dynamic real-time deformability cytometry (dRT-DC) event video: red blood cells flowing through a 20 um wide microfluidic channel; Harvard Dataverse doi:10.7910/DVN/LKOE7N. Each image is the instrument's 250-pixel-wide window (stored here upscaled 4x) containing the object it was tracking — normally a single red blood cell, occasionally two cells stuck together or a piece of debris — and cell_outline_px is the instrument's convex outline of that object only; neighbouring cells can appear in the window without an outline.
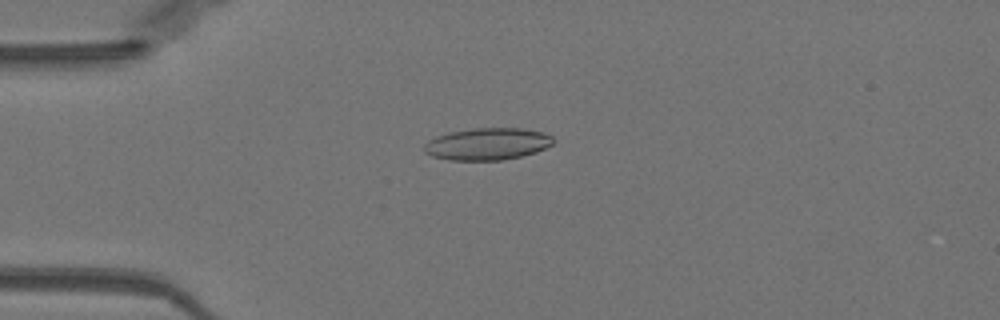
{"species": "Egyptian fruit bat (a non-hibernating species)", "species_latin": "Rousettus aegyptiacus", "temperature_condition": "warm", "stored_images_in_passage": 51, "camera_frame_rate_fps": 3000, "um_per_image_px": 0.085, "animal": {"sex": "female"}, "frame": {"image": 1, "passage_image": 13, "time_ms": 4.0, "image_size_px": [1000, 320], "cell_outline_px": [[556, 140], [552, 144], [536, 152], [504, 160], [448, 160], [432, 156], [424, 152], [424, 144], [428, 140], [436, 136], [448, 132], [472, 128], [520, 128], [544, 132], [552, 136]], "centroid_in_image_um": [41.42, 12.23], "position_along_channel_um": 43.6, "area_um2": 24.28}}
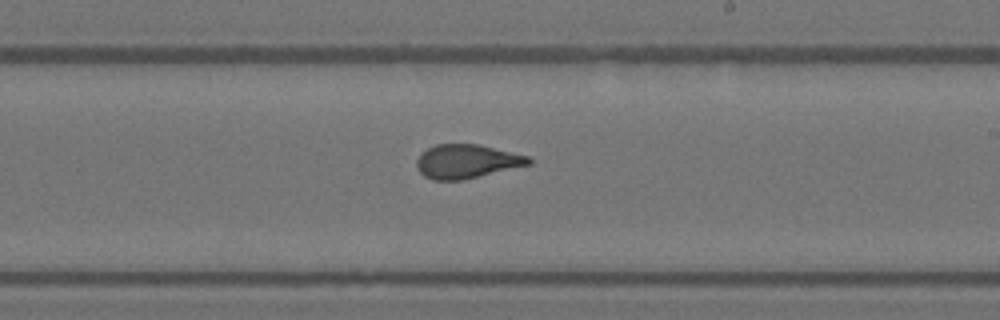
{"frame": {"image": 2, "passage_image": 30, "time_ms": 9.667, "image_size_px": [1000, 320], "cell_outline_px": [[532, 164], [460, 180], [432, 180], [424, 176], [416, 168], [416, 160], [420, 152], [436, 144], [480, 144], [528, 156], [532, 160]], "centroid_in_image_um": [39.64, 13.71], "position_along_channel_um": 249.4, "area_um2": 22.14}}
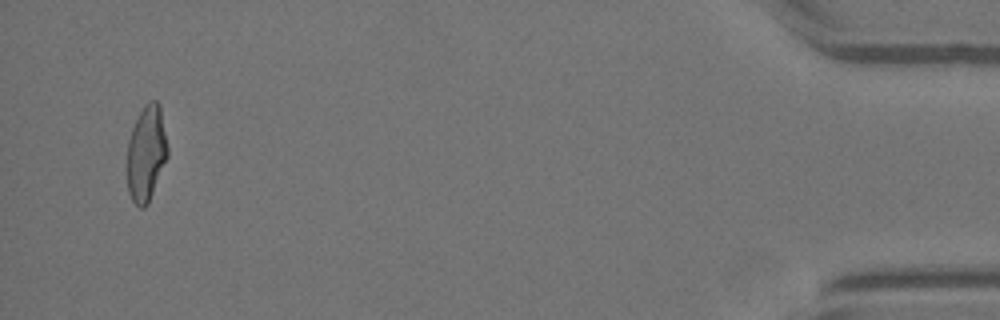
{"frame": {"image": 3, "passage_image": 49, "time_ms": 16.0, "image_size_px": [1000, 320], "cell_outline_px": [[168, 156], [148, 204], [144, 208], [140, 208], [132, 200], [128, 192], [128, 140], [132, 128], [144, 104], [148, 100], [156, 100], [160, 104], [168, 148]], "centroid_in_image_um": [12.45, 13.02], "position_along_channel_um": 422.8, "area_um2": 22.54}, "authors_computed_cell_mechanics": {"area_um2": 22.831, "velocity_mm_per_s": 4.0242, "shape_relaxation_time_tau1_ms": 7.2646, "shape_relaxation_time_tau2_ms": 1.1211, "deformation_change_tau1": 0.2215, "deformation_change_tau2": 0.0945}}